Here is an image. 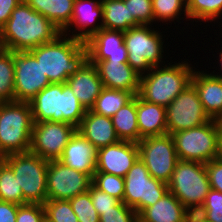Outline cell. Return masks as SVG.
<instances>
[{
  "label": "cell",
  "instance_id": "obj_1",
  "mask_svg": "<svg viewBox=\"0 0 222 222\" xmlns=\"http://www.w3.org/2000/svg\"><path fill=\"white\" fill-rule=\"evenodd\" d=\"M60 34L59 28L23 0L0 29V48L29 51L54 41Z\"/></svg>",
  "mask_w": 222,
  "mask_h": 222
},
{
  "label": "cell",
  "instance_id": "obj_2",
  "mask_svg": "<svg viewBox=\"0 0 222 222\" xmlns=\"http://www.w3.org/2000/svg\"><path fill=\"white\" fill-rule=\"evenodd\" d=\"M29 52L40 62L50 83H65L88 61L85 42L60 34L54 41L42 44Z\"/></svg>",
  "mask_w": 222,
  "mask_h": 222
},
{
  "label": "cell",
  "instance_id": "obj_3",
  "mask_svg": "<svg viewBox=\"0 0 222 222\" xmlns=\"http://www.w3.org/2000/svg\"><path fill=\"white\" fill-rule=\"evenodd\" d=\"M187 60L178 63L171 60L165 65L152 67L148 73L141 76L138 95L145 101L166 108L191 84L195 67Z\"/></svg>",
  "mask_w": 222,
  "mask_h": 222
},
{
  "label": "cell",
  "instance_id": "obj_4",
  "mask_svg": "<svg viewBox=\"0 0 222 222\" xmlns=\"http://www.w3.org/2000/svg\"><path fill=\"white\" fill-rule=\"evenodd\" d=\"M29 103L33 122H65L78 128L86 113L66 83H51Z\"/></svg>",
  "mask_w": 222,
  "mask_h": 222
},
{
  "label": "cell",
  "instance_id": "obj_5",
  "mask_svg": "<svg viewBox=\"0 0 222 222\" xmlns=\"http://www.w3.org/2000/svg\"><path fill=\"white\" fill-rule=\"evenodd\" d=\"M158 29L156 30L154 25H140L124 32L127 62L141 76L148 73L152 67L168 62L166 58L169 55L166 56V45L163 41L166 35L163 36L160 28Z\"/></svg>",
  "mask_w": 222,
  "mask_h": 222
},
{
  "label": "cell",
  "instance_id": "obj_6",
  "mask_svg": "<svg viewBox=\"0 0 222 222\" xmlns=\"http://www.w3.org/2000/svg\"><path fill=\"white\" fill-rule=\"evenodd\" d=\"M33 124L29 102L0 103V153L7 156L29 151Z\"/></svg>",
  "mask_w": 222,
  "mask_h": 222
},
{
  "label": "cell",
  "instance_id": "obj_7",
  "mask_svg": "<svg viewBox=\"0 0 222 222\" xmlns=\"http://www.w3.org/2000/svg\"><path fill=\"white\" fill-rule=\"evenodd\" d=\"M179 160L206 164L222 156L218 120L171 134Z\"/></svg>",
  "mask_w": 222,
  "mask_h": 222
},
{
  "label": "cell",
  "instance_id": "obj_8",
  "mask_svg": "<svg viewBox=\"0 0 222 222\" xmlns=\"http://www.w3.org/2000/svg\"><path fill=\"white\" fill-rule=\"evenodd\" d=\"M20 185L24 204H44L47 200L48 160L27 151L5 156Z\"/></svg>",
  "mask_w": 222,
  "mask_h": 222
},
{
  "label": "cell",
  "instance_id": "obj_9",
  "mask_svg": "<svg viewBox=\"0 0 222 222\" xmlns=\"http://www.w3.org/2000/svg\"><path fill=\"white\" fill-rule=\"evenodd\" d=\"M210 189L204 163L178 160L168 183V191L176 196L184 207L204 204Z\"/></svg>",
  "mask_w": 222,
  "mask_h": 222
},
{
  "label": "cell",
  "instance_id": "obj_10",
  "mask_svg": "<svg viewBox=\"0 0 222 222\" xmlns=\"http://www.w3.org/2000/svg\"><path fill=\"white\" fill-rule=\"evenodd\" d=\"M123 202L139 215L168 192V184L152 177L139 158L124 177Z\"/></svg>",
  "mask_w": 222,
  "mask_h": 222
},
{
  "label": "cell",
  "instance_id": "obj_11",
  "mask_svg": "<svg viewBox=\"0 0 222 222\" xmlns=\"http://www.w3.org/2000/svg\"><path fill=\"white\" fill-rule=\"evenodd\" d=\"M137 145L150 175L168 184L179 160L171 134L142 138Z\"/></svg>",
  "mask_w": 222,
  "mask_h": 222
},
{
  "label": "cell",
  "instance_id": "obj_12",
  "mask_svg": "<svg viewBox=\"0 0 222 222\" xmlns=\"http://www.w3.org/2000/svg\"><path fill=\"white\" fill-rule=\"evenodd\" d=\"M210 120L192 84L166 107L167 134L199 127Z\"/></svg>",
  "mask_w": 222,
  "mask_h": 222
},
{
  "label": "cell",
  "instance_id": "obj_13",
  "mask_svg": "<svg viewBox=\"0 0 222 222\" xmlns=\"http://www.w3.org/2000/svg\"><path fill=\"white\" fill-rule=\"evenodd\" d=\"M14 101L30 102L38 92L50 85L40 62L29 51H13Z\"/></svg>",
  "mask_w": 222,
  "mask_h": 222
},
{
  "label": "cell",
  "instance_id": "obj_14",
  "mask_svg": "<svg viewBox=\"0 0 222 222\" xmlns=\"http://www.w3.org/2000/svg\"><path fill=\"white\" fill-rule=\"evenodd\" d=\"M77 128L65 122H34L29 151L45 160H58Z\"/></svg>",
  "mask_w": 222,
  "mask_h": 222
},
{
  "label": "cell",
  "instance_id": "obj_15",
  "mask_svg": "<svg viewBox=\"0 0 222 222\" xmlns=\"http://www.w3.org/2000/svg\"><path fill=\"white\" fill-rule=\"evenodd\" d=\"M47 199L70 200L89 191L92 178L83 172L50 160L47 168Z\"/></svg>",
  "mask_w": 222,
  "mask_h": 222
},
{
  "label": "cell",
  "instance_id": "obj_16",
  "mask_svg": "<svg viewBox=\"0 0 222 222\" xmlns=\"http://www.w3.org/2000/svg\"><path fill=\"white\" fill-rule=\"evenodd\" d=\"M102 22L101 0H75L71 22L62 34L86 42L103 28Z\"/></svg>",
  "mask_w": 222,
  "mask_h": 222
},
{
  "label": "cell",
  "instance_id": "obj_17",
  "mask_svg": "<svg viewBox=\"0 0 222 222\" xmlns=\"http://www.w3.org/2000/svg\"><path fill=\"white\" fill-rule=\"evenodd\" d=\"M139 159L137 143L120 140L97 149L96 171L125 177Z\"/></svg>",
  "mask_w": 222,
  "mask_h": 222
},
{
  "label": "cell",
  "instance_id": "obj_18",
  "mask_svg": "<svg viewBox=\"0 0 222 222\" xmlns=\"http://www.w3.org/2000/svg\"><path fill=\"white\" fill-rule=\"evenodd\" d=\"M88 61L127 62L124 32L102 28L85 42Z\"/></svg>",
  "mask_w": 222,
  "mask_h": 222
},
{
  "label": "cell",
  "instance_id": "obj_19",
  "mask_svg": "<svg viewBox=\"0 0 222 222\" xmlns=\"http://www.w3.org/2000/svg\"><path fill=\"white\" fill-rule=\"evenodd\" d=\"M98 70L99 77L105 88L123 90L137 95L141 75L128 62L89 61Z\"/></svg>",
  "mask_w": 222,
  "mask_h": 222
},
{
  "label": "cell",
  "instance_id": "obj_20",
  "mask_svg": "<svg viewBox=\"0 0 222 222\" xmlns=\"http://www.w3.org/2000/svg\"><path fill=\"white\" fill-rule=\"evenodd\" d=\"M191 84L195 87L205 113L210 119H222V78L195 68Z\"/></svg>",
  "mask_w": 222,
  "mask_h": 222
},
{
  "label": "cell",
  "instance_id": "obj_21",
  "mask_svg": "<svg viewBox=\"0 0 222 222\" xmlns=\"http://www.w3.org/2000/svg\"><path fill=\"white\" fill-rule=\"evenodd\" d=\"M96 155L97 149L76 130L58 161L92 178L96 171Z\"/></svg>",
  "mask_w": 222,
  "mask_h": 222
},
{
  "label": "cell",
  "instance_id": "obj_22",
  "mask_svg": "<svg viewBox=\"0 0 222 222\" xmlns=\"http://www.w3.org/2000/svg\"><path fill=\"white\" fill-rule=\"evenodd\" d=\"M85 110H91L104 88L96 66L87 61L65 82Z\"/></svg>",
  "mask_w": 222,
  "mask_h": 222
},
{
  "label": "cell",
  "instance_id": "obj_23",
  "mask_svg": "<svg viewBox=\"0 0 222 222\" xmlns=\"http://www.w3.org/2000/svg\"><path fill=\"white\" fill-rule=\"evenodd\" d=\"M77 131L81 133L96 149L114 144L117 137L112 118L86 110Z\"/></svg>",
  "mask_w": 222,
  "mask_h": 222
},
{
  "label": "cell",
  "instance_id": "obj_24",
  "mask_svg": "<svg viewBox=\"0 0 222 222\" xmlns=\"http://www.w3.org/2000/svg\"><path fill=\"white\" fill-rule=\"evenodd\" d=\"M139 141L150 136L167 134L166 108L143 100L137 94Z\"/></svg>",
  "mask_w": 222,
  "mask_h": 222
},
{
  "label": "cell",
  "instance_id": "obj_25",
  "mask_svg": "<svg viewBox=\"0 0 222 222\" xmlns=\"http://www.w3.org/2000/svg\"><path fill=\"white\" fill-rule=\"evenodd\" d=\"M184 209L179 199L168 191L138 215L139 222H184Z\"/></svg>",
  "mask_w": 222,
  "mask_h": 222
},
{
  "label": "cell",
  "instance_id": "obj_26",
  "mask_svg": "<svg viewBox=\"0 0 222 222\" xmlns=\"http://www.w3.org/2000/svg\"><path fill=\"white\" fill-rule=\"evenodd\" d=\"M33 10L45 16L63 31L71 22L75 0H24Z\"/></svg>",
  "mask_w": 222,
  "mask_h": 222
},
{
  "label": "cell",
  "instance_id": "obj_27",
  "mask_svg": "<svg viewBox=\"0 0 222 222\" xmlns=\"http://www.w3.org/2000/svg\"><path fill=\"white\" fill-rule=\"evenodd\" d=\"M103 7V28L110 30L128 31L140 24L129 14L124 0H101Z\"/></svg>",
  "mask_w": 222,
  "mask_h": 222
},
{
  "label": "cell",
  "instance_id": "obj_28",
  "mask_svg": "<svg viewBox=\"0 0 222 222\" xmlns=\"http://www.w3.org/2000/svg\"><path fill=\"white\" fill-rule=\"evenodd\" d=\"M117 137L123 141L139 142L137 123V95L112 117Z\"/></svg>",
  "mask_w": 222,
  "mask_h": 222
},
{
  "label": "cell",
  "instance_id": "obj_29",
  "mask_svg": "<svg viewBox=\"0 0 222 222\" xmlns=\"http://www.w3.org/2000/svg\"><path fill=\"white\" fill-rule=\"evenodd\" d=\"M134 97L133 93L104 87L95 100L91 111L112 118L121 107L129 103Z\"/></svg>",
  "mask_w": 222,
  "mask_h": 222
},
{
  "label": "cell",
  "instance_id": "obj_30",
  "mask_svg": "<svg viewBox=\"0 0 222 222\" xmlns=\"http://www.w3.org/2000/svg\"><path fill=\"white\" fill-rule=\"evenodd\" d=\"M187 13L192 23H218L222 18V0H191L187 5Z\"/></svg>",
  "mask_w": 222,
  "mask_h": 222
},
{
  "label": "cell",
  "instance_id": "obj_31",
  "mask_svg": "<svg viewBox=\"0 0 222 222\" xmlns=\"http://www.w3.org/2000/svg\"><path fill=\"white\" fill-rule=\"evenodd\" d=\"M152 7L154 13V24L156 21H162V24L165 22V24H171L173 21L174 24H176L175 20L177 22L181 19L184 21L185 17L186 22L189 21L187 20V18L189 19L187 6L182 0H152Z\"/></svg>",
  "mask_w": 222,
  "mask_h": 222
},
{
  "label": "cell",
  "instance_id": "obj_32",
  "mask_svg": "<svg viewBox=\"0 0 222 222\" xmlns=\"http://www.w3.org/2000/svg\"><path fill=\"white\" fill-rule=\"evenodd\" d=\"M14 101L13 51L0 48V103Z\"/></svg>",
  "mask_w": 222,
  "mask_h": 222
},
{
  "label": "cell",
  "instance_id": "obj_33",
  "mask_svg": "<svg viewBox=\"0 0 222 222\" xmlns=\"http://www.w3.org/2000/svg\"><path fill=\"white\" fill-rule=\"evenodd\" d=\"M0 200L24 205L22 189L12 168L5 161L0 166Z\"/></svg>",
  "mask_w": 222,
  "mask_h": 222
},
{
  "label": "cell",
  "instance_id": "obj_34",
  "mask_svg": "<svg viewBox=\"0 0 222 222\" xmlns=\"http://www.w3.org/2000/svg\"><path fill=\"white\" fill-rule=\"evenodd\" d=\"M43 205L46 222H79L69 200L47 199Z\"/></svg>",
  "mask_w": 222,
  "mask_h": 222
},
{
  "label": "cell",
  "instance_id": "obj_35",
  "mask_svg": "<svg viewBox=\"0 0 222 222\" xmlns=\"http://www.w3.org/2000/svg\"><path fill=\"white\" fill-rule=\"evenodd\" d=\"M92 184L99 190L123 202L125 180L123 177L104 172H95Z\"/></svg>",
  "mask_w": 222,
  "mask_h": 222
},
{
  "label": "cell",
  "instance_id": "obj_36",
  "mask_svg": "<svg viewBox=\"0 0 222 222\" xmlns=\"http://www.w3.org/2000/svg\"><path fill=\"white\" fill-rule=\"evenodd\" d=\"M69 201L79 222H100V215L93 206L88 191L71 198Z\"/></svg>",
  "mask_w": 222,
  "mask_h": 222
},
{
  "label": "cell",
  "instance_id": "obj_37",
  "mask_svg": "<svg viewBox=\"0 0 222 222\" xmlns=\"http://www.w3.org/2000/svg\"><path fill=\"white\" fill-rule=\"evenodd\" d=\"M124 3L128 6L129 14H132L140 25H153L152 0H124Z\"/></svg>",
  "mask_w": 222,
  "mask_h": 222
},
{
  "label": "cell",
  "instance_id": "obj_38",
  "mask_svg": "<svg viewBox=\"0 0 222 222\" xmlns=\"http://www.w3.org/2000/svg\"><path fill=\"white\" fill-rule=\"evenodd\" d=\"M100 222H139V216L134 209L124 202H119L111 210L104 211Z\"/></svg>",
  "mask_w": 222,
  "mask_h": 222
},
{
  "label": "cell",
  "instance_id": "obj_39",
  "mask_svg": "<svg viewBox=\"0 0 222 222\" xmlns=\"http://www.w3.org/2000/svg\"><path fill=\"white\" fill-rule=\"evenodd\" d=\"M16 222H46L43 204H24L17 210Z\"/></svg>",
  "mask_w": 222,
  "mask_h": 222
},
{
  "label": "cell",
  "instance_id": "obj_40",
  "mask_svg": "<svg viewBox=\"0 0 222 222\" xmlns=\"http://www.w3.org/2000/svg\"><path fill=\"white\" fill-rule=\"evenodd\" d=\"M204 205L207 209V222H222V192L210 189Z\"/></svg>",
  "mask_w": 222,
  "mask_h": 222
},
{
  "label": "cell",
  "instance_id": "obj_41",
  "mask_svg": "<svg viewBox=\"0 0 222 222\" xmlns=\"http://www.w3.org/2000/svg\"><path fill=\"white\" fill-rule=\"evenodd\" d=\"M91 201L97 213L101 216L104 211L111 210L112 207L116 206L120 201L106 192H103L96 188L93 184L90 185L89 191Z\"/></svg>",
  "mask_w": 222,
  "mask_h": 222
},
{
  "label": "cell",
  "instance_id": "obj_42",
  "mask_svg": "<svg viewBox=\"0 0 222 222\" xmlns=\"http://www.w3.org/2000/svg\"><path fill=\"white\" fill-rule=\"evenodd\" d=\"M205 165L211 189L222 192V156L207 162Z\"/></svg>",
  "mask_w": 222,
  "mask_h": 222
},
{
  "label": "cell",
  "instance_id": "obj_43",
  "mask_svg": "<svg viewBox=\"0 0 222 222\" xmlns=\"http://www.w3.org/2000/svg\"><path fill=\"white\" fill-rule=\"evenodd\" d=\"M184 222H207V209L204 204L186 206Z\"/></svg>",
  "mask_w": 222,
  "mask_h": 222
},
{
  "label": "cell",
  "instance_id": "obj_44",
  "mask_svg": "<svg viewBox=\"0 0 222 222\" xmlns=\"http://www.w3.org/2000/svg\"><path fill=\"white\" fill-rule=\"evenodd\" d=\"M20 205L0 200V222H16Z\"/></svg>",
  "mask_w": 222,
  "mask_h": 222
},
{
  "label": "cell",
  "instance_id": "obj_45",
  "mask_svg": "<svg viewBox=\"0 0 222 222\" xmlns=\"http://www.w3.org/2000/svg\"><path fill=\"white\" fill-rule=\"evenodd\" d=\"M23 0H0V29L9 20L12 11L22 2Z\"/></svg>",
  "mask_w": 222,
  "mask_h": 222
},
{
  "label": "cell",
  "instance_id": "obj_46",
  "mask_svg": "<svg viewBox=\"0 0 222 222\" xmlns=\"http://www.w3.org/2000/svg\"><path fill=\"white\" fill-rule=\"evenodd\" d=\"M221 49H222V47H221ZM221 49L219 50L220 53H217V54H219L220 59L216 62V63L219 62L218 63L219 67H220V69L218 70L219 72H216L215 70H213V72L212 71L210 72L213 76L218 77V78H222V72H221V70H222V50Z\"/></svg>",
  "mask_w": 222,
  "mask_h": 222
},
{
  "label": "cell",
  "instance_id": "obj_47",
  "mask_svg": "<svg viewBox=\"0 0 222 222\" xmlns=\"http://www.w3.org/2000/svg\"><path fill=\"white\" fill-rule=\"evenodd\" d=\"M219 128H220V140H221V153H222V119L218 120Z\"/></svg>",
  "mask_w": 222,
  "mask_h": 222
},
{
  "label": "cell",
  "instance_id": "obj_48",
  "mask_svg": "<svg viewBox=\"0 0 222 222\" xmlns=\"http://www.w3.org/2000/svg\"><path fill=\"white\" fill-rule=\"evenodd\" d=\"M4 161H5V156L0 153V166L3 164Z\"/></svg>",
  "mask_w": 222,
  "mask_h": 222
},
{
  "label": "cell",
  "instance_id": "obj_49",
  "mask_svg": "<svg viewBox=\"0 0 222 222\" xmlns=\"http://www.w3.org/2000/svg\"><path fill=\"white\" fill-rule=\"evenodd\" d=\"M185 4H186V6L190 3V1L191 0H182Z\"/></svg>",
  "mask_w": 222,
  "mask_h": 222
}]
</instances>
